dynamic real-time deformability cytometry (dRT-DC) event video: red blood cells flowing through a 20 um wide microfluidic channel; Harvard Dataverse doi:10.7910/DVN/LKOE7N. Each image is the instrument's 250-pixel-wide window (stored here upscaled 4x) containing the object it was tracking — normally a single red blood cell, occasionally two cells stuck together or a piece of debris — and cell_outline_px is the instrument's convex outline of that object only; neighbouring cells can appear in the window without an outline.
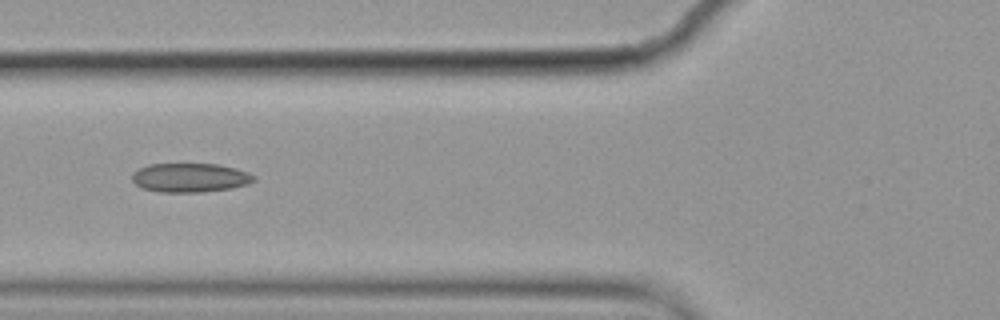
{"species": "common noctule bat (a hibernating species)", "species_latin": "Nyctalus noctula", "temperature_condition": "cold", "stored_images_in_passage": 10, "camera_frame_rate_fps": 3000, "um_per_image_px": 0.085, "animal": {"sex": "female", "body_mass_g": 19.9}, "frame": {"image": 1, "passage_image": 6, "time_ms": 1.667, "image_size_px": [1000, 320], "cell_outline_px": [[256, 180], [248, 184], [232, 188], [200, 192], [160, 192], [140, 188], [132, 180], [132, 172], [148, 164], [216, 164], [236, 168], [248, 172], [256, 176]], "centroid_in_image_um": [16.16, 15.1], "position_along_channel_um": 109.6, "area_um2": 20.75}}
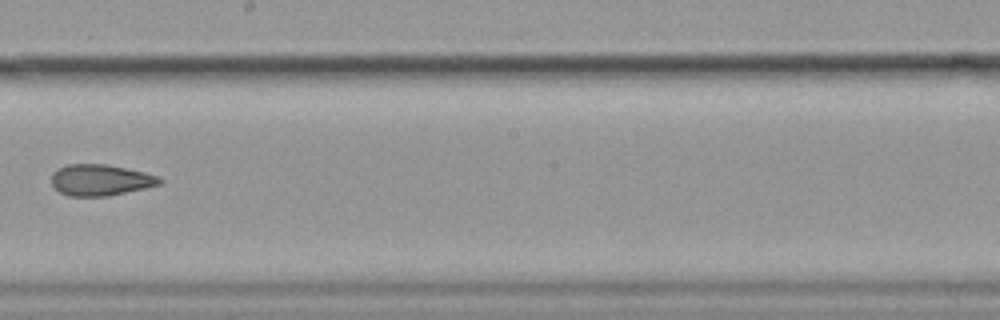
{"frame": {"image": 2, "passage_image": 9, "time_ms": 2.667, "image_size_px": [1000, 320], "cell_outline_px": [[164, 180], [160, 184], [144, 188], [108, 196], [68, 196], [60, 192], [52, 184], [52, 172], [68, 164], [108, 164], [144, 172], [160, 176]], "centroid_in_image_um": [8.56, 15.3], "position_along_channel_um": 239.6, "area_um2": 19.65}}
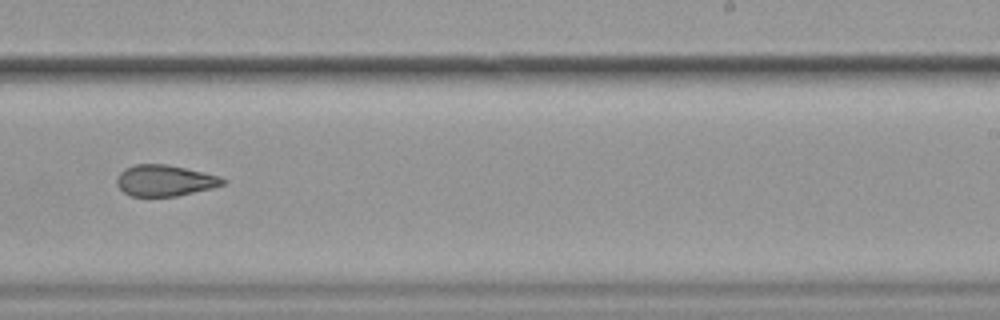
{"frame": {"image": 3, "passage_image": 10, "time_ms": 3.0, "image_size_px": [1000, 320], "cell_outline_px": [[228, 180], [224, 184], [212, 188], [176, 196], [132, 196], [124, 192], [116, 184], [116, 176], [124, 168], [136, 164], [168, 164], [220, 176]], "centroid_in_image_um": [14.0, 15.34], "position_along_channel_um": 275.0, "area_um2": 19.31}}